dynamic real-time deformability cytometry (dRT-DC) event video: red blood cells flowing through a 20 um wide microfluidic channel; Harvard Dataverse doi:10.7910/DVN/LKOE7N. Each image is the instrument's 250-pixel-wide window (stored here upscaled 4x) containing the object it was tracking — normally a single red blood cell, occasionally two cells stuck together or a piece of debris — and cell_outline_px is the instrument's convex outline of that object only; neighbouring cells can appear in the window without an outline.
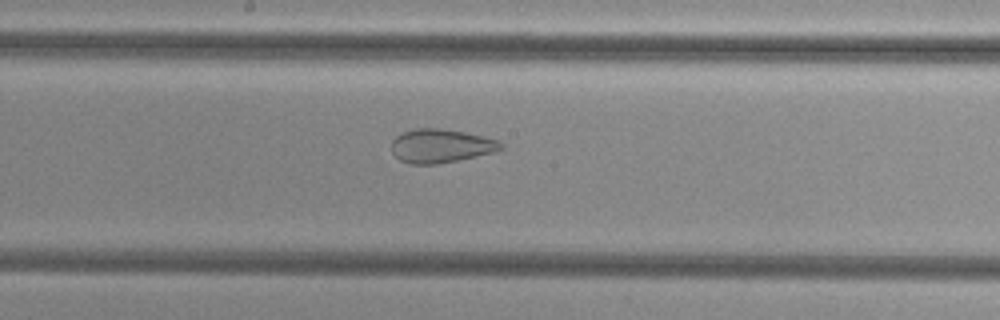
{"species": "common noctule bat (a hibernating species)", "species_latin": "Nyctalus noctula", "temperature_condition": "cold", "stored_images_in_passage": 48, "camera_frame_rate_fps": 3000, "um_per_image_px": 0.085, "animal": {"sex": "female", "body_mass_g": 29.2, "forearm_length_mm": 56.3}, "frame": {"image": 1, "passage_image": 23, "time_ms": 7.333, "image_size_px": [1000, 320], "cell_outline_px": [[504, 148], [496, 152], [436, 164], [412, 164], [400, 160], [392, 152], [392, 140], [396, 136], [404, 132], [416, 128], [440, 128], [464, 132], [484, 136], [500, 140], [504, 144]], "centroid_in_image_um": [37.51, 12.39], "position_along_channel_um": 210.7, "area_um2": 21.5}}
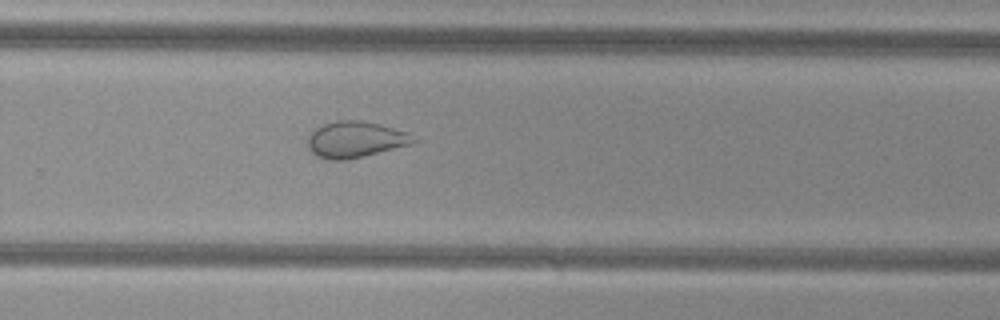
{"frame": {"image": 2, "passage_image": 30, "time_ms": 9.667, "image_size_px": [1000, 320], "cell_outline_px": [[420, 140], [412, 144], [348, 160], [328, 160], [312, 152], [308, 148], [308, 136], [316, 128], [324, 124], [336, 120], [360, 120], [380, 124], [408, 132]], "centroid_in_image_um": [30.25, 11.85], "position_along_channel_um": 299.6, "area_um2": 22.37}}
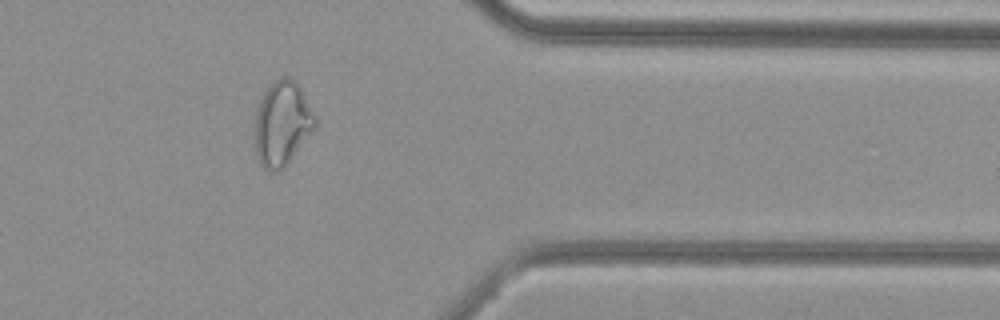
{"frame": {"image": 3, "passage_image": 38, "time_ms": 12.333, "image_size_px": [1000, 320], "cell_outline_px": [[316, 128], [288, 160], [276, 172], [272, 172], [264, 168], [260, 164], [256, 152], [256, 112], [260, 100], [268, 84], [272, 80], [280, 76], [288, 76], [296, 80], [316, 116]], "centroid_in_image_um": [23.99, 10.41], "position_along_channel_um": 387.4, "area_um2": 29.36}, "authors_computed_cell_mechanics": {"area_um2": 29.1601, "velocity_mm_per_s": 3.813, "shape_relaxation_time_tau1_ms": null, "shape_relaxation_time_tau2_ms": 1.3348, "deformation_change_tau1": null, "deformation_change_tau2": 0.076}}